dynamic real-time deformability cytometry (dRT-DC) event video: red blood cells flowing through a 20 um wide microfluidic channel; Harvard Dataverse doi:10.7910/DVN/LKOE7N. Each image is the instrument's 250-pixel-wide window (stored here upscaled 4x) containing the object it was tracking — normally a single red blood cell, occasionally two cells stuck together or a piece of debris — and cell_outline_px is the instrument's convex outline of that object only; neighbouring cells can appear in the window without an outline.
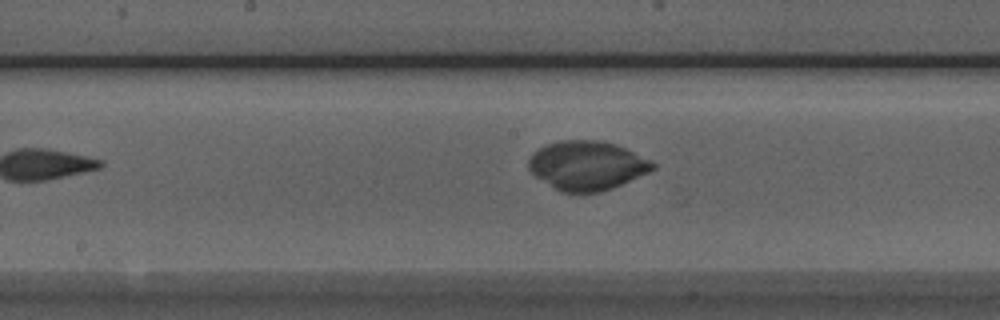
{"species": "Egyptian fruit bat (a non-hibernating species)", "species_latin": "Rousettus aegyptiacus", "temperature_condition": "room temperature", "stored_images_in_passage": 5, "camera_frame_rate_fps": 3000, "um_per_image_px": 0.085, "animal": {"sex": "male"}, "frame": {"image": 1, "passage_image": 5, "time_ms": 1.333, "image_size_px": [1000, 320], "cell_outline_px": [[656, 168], [648, 172], [612, 188], [600, 192], [560, 192], [536, 176], [528, 168], [528, 160], [532, 152], [548, 144], [560, 140], [600, 140], [616, 144], [652, 160], [656, 164]], "centroid_in_image_um": [49.9, 14.06], "position_along_channel_um": 198.3, "area_um2": 35.43}}